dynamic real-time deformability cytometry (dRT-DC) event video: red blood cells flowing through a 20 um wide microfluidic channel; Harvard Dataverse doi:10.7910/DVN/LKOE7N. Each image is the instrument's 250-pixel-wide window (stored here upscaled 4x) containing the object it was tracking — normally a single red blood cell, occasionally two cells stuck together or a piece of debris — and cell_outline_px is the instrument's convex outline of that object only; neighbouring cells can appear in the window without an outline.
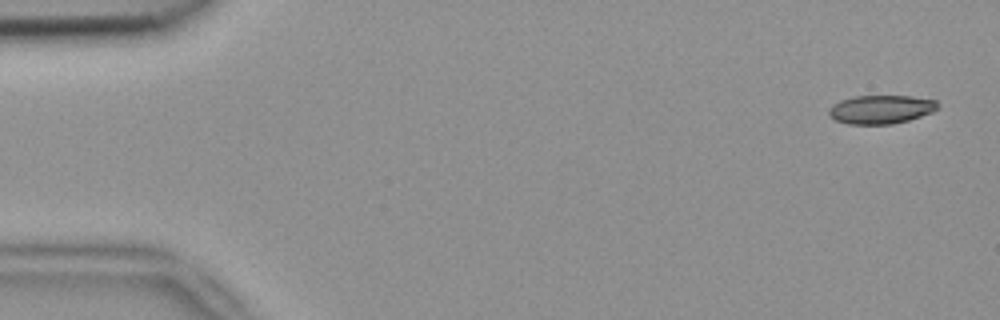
{"species": "common noctule bat (a hibernating species)", "species_latin": "Nyctalus noctula", "temperature_condition": "room temperature", "stored_images_in_passage": 5, "camera_frame_rate_fps": 3000, "um_per_image_px": 0.085, "animal": {"sex": "female", "body_mass_g": 18.4}, "frame": {"image": 1, "passage_image": 1, "time_ms": 0.0, "image_size_px": [1000, 320], "cell_outline_px": [[940, 108], [932, 112], [908, 120], [892, 124], [848, 124], [836, 120], [828, 112], [828, 108], [832, 104], [840, 100], [856, 96], [912, 96], [936, 100], [940, 104]], "centroid_in_image_um": [74.9, 9.29], "position_along_channel_um": 10.1, "area_um2": 18.21}}